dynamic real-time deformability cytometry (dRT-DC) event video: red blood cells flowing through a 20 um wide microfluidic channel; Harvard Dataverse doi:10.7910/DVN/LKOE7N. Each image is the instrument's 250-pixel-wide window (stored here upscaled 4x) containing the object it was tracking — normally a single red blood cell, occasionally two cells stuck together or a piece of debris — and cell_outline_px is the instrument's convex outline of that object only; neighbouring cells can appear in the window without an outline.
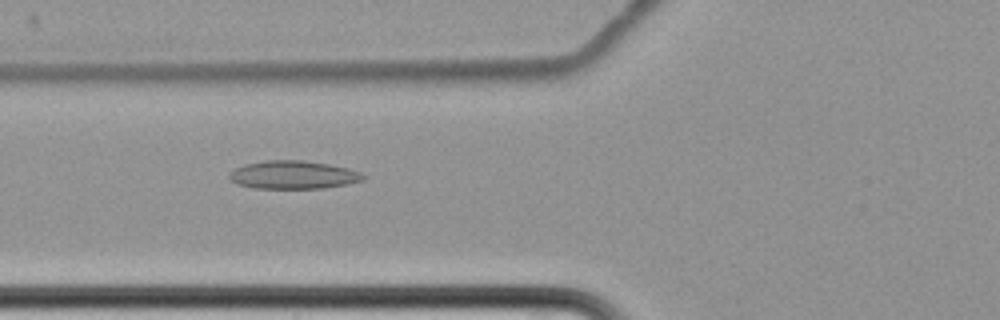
{"species": "common noctule bat (a hibernating species)", "species_latin": "Nyctalus noctula", "temperature_condition": "cold", "stored_images_in_passage": 9, "camera_frame_rate_fps": 3000, "um_per_image_px": 0.085, "animal": {"sex": "female", "body_mass_g": 22.7, "forearm_length_mm": 54.2}, "frame": {"image": 1, "passage_image": 7, "time_ms": 8.0, "image_size_px": [1000, 320], "cell_outline_px": [[368, 176], [364, 180], [324, 188], [252, 188], [236, 184], [228, 176], [236, 168], [244, 164], [264, 160], [304, 160], [328, 164], [348, 168], [360, 172]], "centroid_in_image_um": [24.93, 14.86], "position_along_channel_um": 100.9, "area_um2": 21.96}}
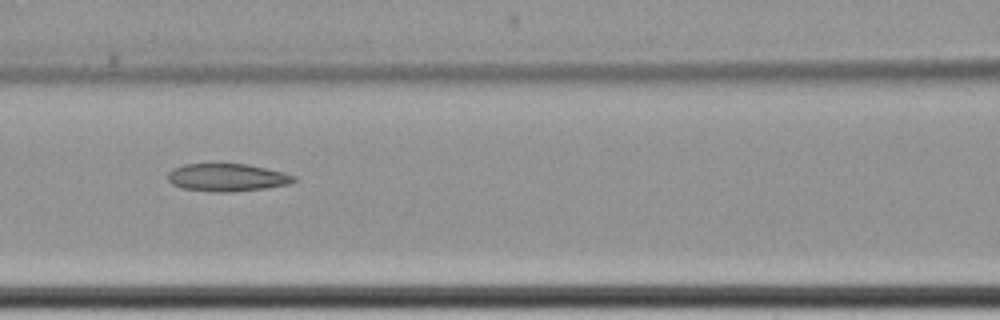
{"frame": {"image": 2, "passage_image": 8, "time_ms": 9.333, "image_size_px": [1000, 320], "cell_outline_px": [[296, 180], [288, 184], [264, 188], [232, 192], [212, 192], [180, 188], [172, 184], [168, 180], [168, 172], [172, 168], [184, 164], [248, 164], [284, 172], [296, 176]], "centroid_in_image_um": [19.28, 15.08], "position_along_channel_um": 147.3, "area_um2": 20.46}}
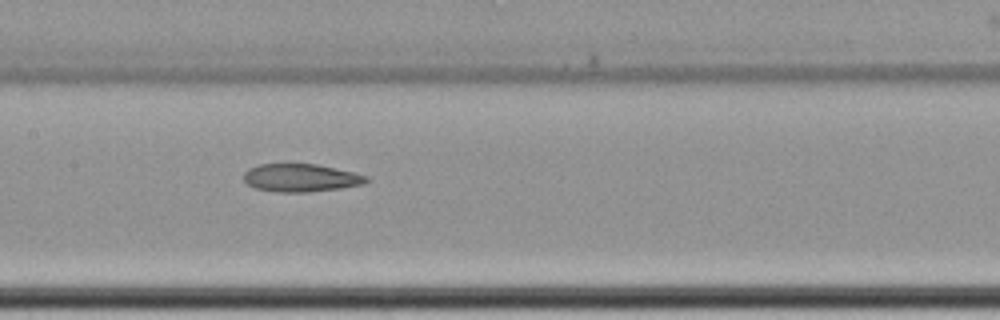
{"frame": {"image": 3, "passage_image": 9, "time_ms": 10.333, "image_size_px": [1000, 320], "cell_outline_px": [[368, 180], [364, 184], [340, 188], [308, 192], [280, 192], [256, 188], [248, 184], [244, 180], [244, 172], [248, 168], [260, 164], [316, 164], [352, 172], [368, 176]], "centroid_in_image_um": [25.56, 15.11], "position_along_channel_um": 181.8, "area_um2": 19.77}}